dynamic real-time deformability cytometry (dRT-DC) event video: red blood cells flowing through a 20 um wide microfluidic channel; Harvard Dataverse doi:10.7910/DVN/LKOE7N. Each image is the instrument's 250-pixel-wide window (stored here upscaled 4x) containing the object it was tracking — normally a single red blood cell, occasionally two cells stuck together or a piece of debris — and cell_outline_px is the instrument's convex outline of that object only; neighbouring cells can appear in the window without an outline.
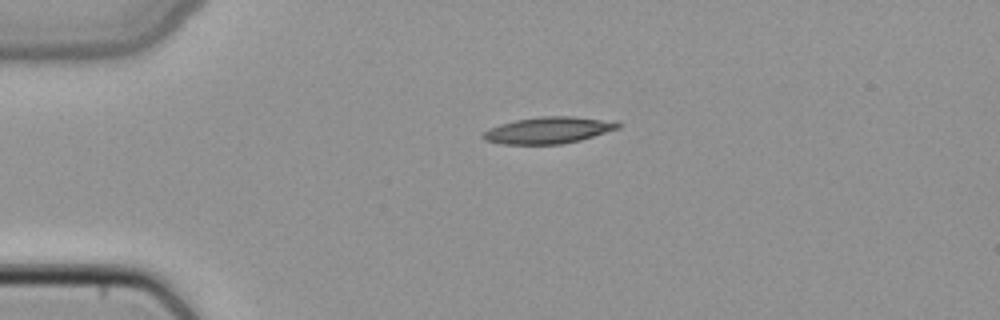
{"species": "common noctule bat (a hibernating species)", "species_latin": "Nyctalus noctula", "temperature_condition": "cold", "stored_images_in_passage": 3, "camera_frame_rate_fps": 3000, "um_per_image_px": 0.085, "animal": {"sex": "female", "body_mass_g": 22.7, "forearm_length_mm": 54.2}, "frame": {"image": 1, "passage_image": 1, "time_ms": 0.0, "image_size_px": [1000, 320], "cell_outline_px": [[620, 128], [580, 140], [560, 144], [500, 144], [484, 140], [480, 136], [488, 128], [500, 124], [516, 120], [540, 116], [572, 116], [616, 120], [620, 124]], "centroid_in_image_um": [46.62, 11.06], "position_along_channel_um": 38.4, "area_um2": 21.1}}
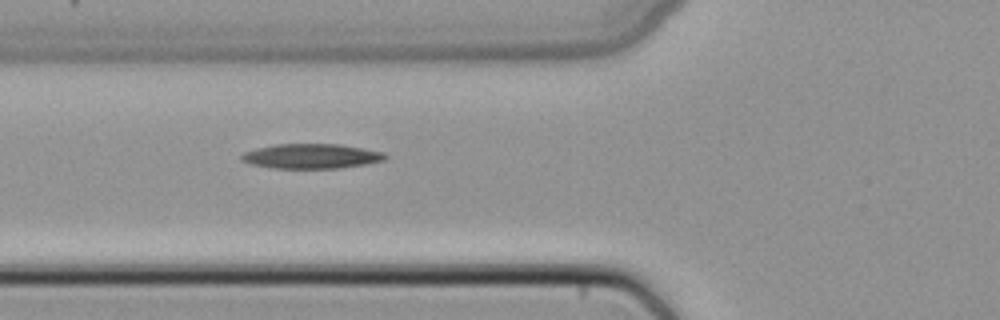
{"frame": {"image": 2, "passage_image": 3, "time_ms": 0.667, "image_size_px": [1000, 320], "cell_outline_px": [[388, 156], [384, 160], [368, 164], [340, 168], [272, 168], [252, 164], [240, 160], [240, 156], [244, 152], [256, 148], [276, 144], [340, 144], [384, 152]], "centroid_in_image_um": [26.47, 13.27], "position_along_channel_um": 99.3, "area_um2": 20.81}}